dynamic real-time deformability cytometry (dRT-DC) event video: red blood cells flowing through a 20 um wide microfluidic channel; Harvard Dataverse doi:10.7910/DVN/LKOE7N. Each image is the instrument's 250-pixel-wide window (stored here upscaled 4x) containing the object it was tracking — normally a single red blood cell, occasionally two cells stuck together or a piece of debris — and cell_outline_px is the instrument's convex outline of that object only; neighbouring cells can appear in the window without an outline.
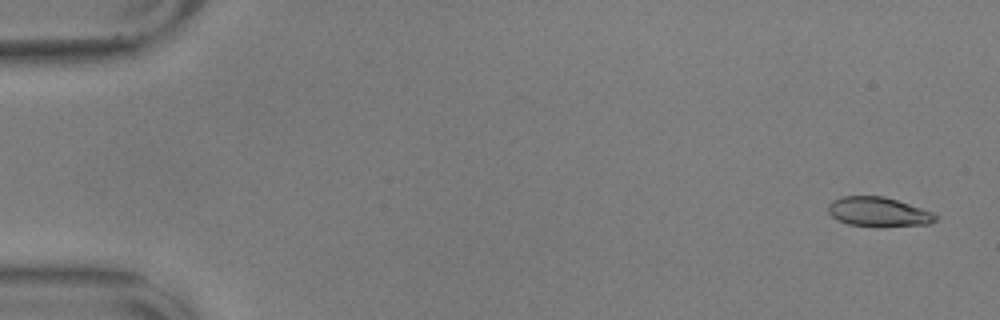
{"species": "common noctule bat (a hibernating species)", "species_latin": "Nyctalus noctula", "temperature_condition": "warm", "stored_images_in_passage": 13, "camera_frame_rate_fps": 3000, "um_per_image_px": 0.085, "animal": {"sex": "male", "body_mass_g": 17.9, "forearm_length_mm": 54.2}, "frame": {"image": 1, "passage_image": 3, "time_ms": 0.667, "image_size_px": [1000, 320], "cell_outline_px": [[940, 216], [936, 220], [928, 224], [880, 228], [876, 228], [848, 224], [836, 220], [828, 212], [828, 204], [832, 200], [840, 196], [884, 196], [932, 212]], "centroid_in_image_um": [74.64, 18.04], "position_along_channel_um": 10.4, "area_um2": 18.84}}